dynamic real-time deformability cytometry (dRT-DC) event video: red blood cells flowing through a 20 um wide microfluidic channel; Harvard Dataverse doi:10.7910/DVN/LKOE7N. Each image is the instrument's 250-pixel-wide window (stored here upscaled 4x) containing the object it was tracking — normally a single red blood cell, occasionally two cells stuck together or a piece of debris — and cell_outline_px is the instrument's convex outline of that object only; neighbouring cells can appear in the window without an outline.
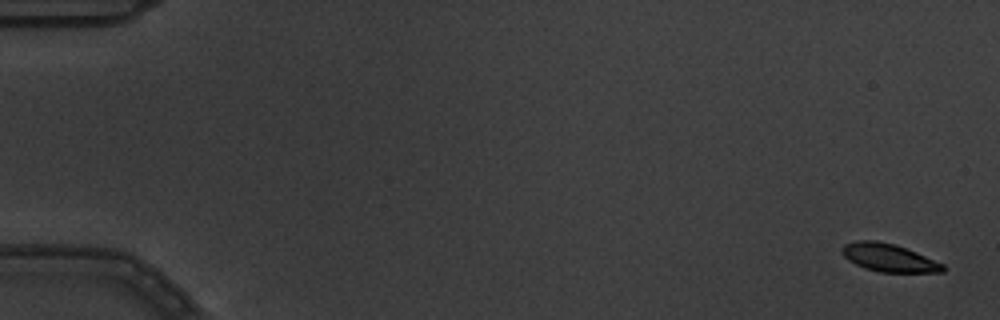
{"species": "common noctule bat (a hibernating species)", "species_latin": "Nyctalus noctula", "temperature_condition": "warm", "stored_images_in_passage": 7, "camera_frame_rate_fps": 3000, "um_per_image_px": 0.085, "animal": {"sex": "male", "body_mass_g": 19.5, "forearm_length_mm": 54.6}, "frame": {"image": 1, "passage_image": 1, "time_ms": 0.0, "image_size_px": [1000, 320], "cell_outline_px": [[944, 272], [880, 272], [864, 268], [848, 260], [840, 252], [840, 248], [844, 244], [856, 240], [876, 240], [896, 244], [916, 252], [944, 264]], "centroid_in_image_um": [75.51, 21.89], "position_along_channel_um": 9.5, "area_um2": 16.53}}